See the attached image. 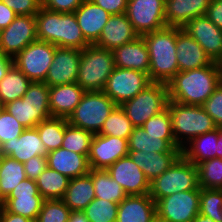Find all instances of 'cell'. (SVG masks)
Instances as JSON below:
<instances>
[{
    "label": "cell",
    "mask_w": 222,
    "mask_h": 222,
    "mask_svg": "<svg viewBox=\"0 0 222 222\" xmlns=\"http://www.w3.org/2000/svg\"><path fill=\"white\" fill-rule=\"evenodd\" d=\"M221 82L222 67L217 62L178 72L167 83L169 101L202 106Z\"/></svg>",
    "instance_id": "obj_1"
},
{
    "label": "cell",
    "mask_w": 222,
    "mask_h": 222,
    "mask_svg": "<svg viewBox=\"0 0 222 222\" xmlns=\"http://www.w3.org/2000/svg\"><path fill=\"white\" fill-rule=\"evenodd\" d=\"M35 20L38 40L78 50L90 45L82 34L74 12L59 13L41 7Z\"/></svg>",
    "instance_id": "obj_2"
},
{
    "label": "cell",
    "mask_w": 222,
    "mask_h": 222,
    "mask_svg": "<svg viewBox=\"0 0 222 222\" xmlns=\"http://www.w3.org/2000/svg\"><path fill=\"white\" fill-rule=\"evenodd\" d=\"M150 58L148 71L151 82L167 84L178 72L176 53V27L162 29L142 35Z\"/></svg>",
    "instance_id": "obj_3"
},
{
    "label": "cell",
    "mask_w": 222,
    "mask_h": 222,
    "mask_svg": "<svg viewBox=\"0 0 222 222\" xmlns=\"http://www.w3.org/2000/svg\"><path fill=\"white\" fill-rule=\"evenodd\" d=\"M167 108L171 116L175 142L181 149L193 138L217 128L202 106L168 101Z\"/></svg>",
    "instance_id": "obj_4"
},
{
    "label": "cell",
    "mask_w": 222,
    "mask_h": 222,
    "mask_svg": "<svg viewBox=\"0 0 222 222\" xmlns=\"http://www.w3.org/2000/svg\"><path fill=\"white\" fill-rule=\"evenodd\" d=\"M25 128H34L51 118L49 86L45 82H32L24 96L3 106Z\"/></svg>",
    "instance_id": "obj_5"
},
{
    "label": "cell",
    "mask_w": 222,
    "mask_h": 222,
    "mask_svg": "<svg viewBox=\"0 0 222 222\" xmlns=\"http://www.w3.org/2000/svg\"><path fill=\"white\" fill-rule=\"evenodd\" d=\"M114 68L112 51L89 45L81 50L77 83L85 91H103Z\"/></svg>",
    "instance_id": "obj_6"
},
{
    "label": "cell",
    "mask_w": 222,
    "mask_h": 222,
    "mask_svg": "<svg viewBox=\"0 0 222 222\" xmlns=\"http://www.w3.org/2000/svg\"><path fill=\"white\" fill-rule=\"evenodd\" d=\"M201 190L197 166L181 155L173 165L150 182L149 195L156 201L173 193Z\"/></svg>",
    "instance_id": "obj_7"
},
{
    "label": "cell",
    "mask_w": 222,
    "mask_h": 222,
    "mask_svg": "<svg viewBox=\"0 0 222 222\" xmlns=\"http://www.w3.org/2000/svg\"><path fill=\"white\" fill-rule=\"evenodd\" d=\"M117 104L103 91H86L68 117L71 126L98 134Z\"/></svg>",
    "instance_id": "obj_8"
},
{
    "label": "cell",
    "mask_w": 222,
    "mask_h": 222,
    "mask_svg": "<svg viewBox=\"0 0 222 222\" xmlns=\"http://www.w3.org/2000/svg\"><path fill=\"white\" fill-rule=\"evenodd\" d=\"M168 87L164 83L152 82L133 99L120 106L134 127L142 126L149 118L167 108Z\"/></svg>",
    "instance_id": "obj_9"
},
{
    "label": "cell",
    "mask_w": 222,
    "mask_h": 222,
    "mask_svg": "<svg viewBox=\"0 0 222 222\" xmlns=\"http://www.w3.org/2000/svg\"><path fill=\"white\" fill-rule=\"evenodd\" d=\"M56 47L49 42L36 40L13 58L14 65L32 82H45Z\"/></svg>",
    "instance_id": "obj_10"
},
{
    "label": "cell",
    "mask_w": 222,
    "mask_h": 222,
    "mask_svg": "<svg viewBox=\"0 0 222 222\" xmlns=\"http://www.w3.org/2000/svg\"><path fill=\"white\" fill-rule=\"evenodd\" d=\"M151 83L149 75L144 72L115 67L103 92L117 105H121L133 99Z\"/></svg>",
    "instance_id": "obj_11"
},
{
    "label": "cell",
    "mask_w": 222,
    "mask_h": 222,
    "mask_svg": "<svg viewBox=\"0 0 222 222\" xmlns=\"http://www.w3.org/2000/svg\"><path fill=\"white\" fill-rule=\"evenodd\" d=\"M155 204L156 214L168 222H192L199 214L200 190L173 193Z\"/></svg>",
    "instance_id": "obj_12"
},
{
    "label": "cell",
    "mask_w": 222,
    "mask_h": 222,
    "mask_svg": "<svg viewBox=\"0 0 222 222\" xmlns=\"http://www.w3.org/2000/svg\"><path fill=\"white\" fill-rule=\"evenodd\" d=\"M165 0H128L126 15L134 30L142 36L167 26Z\"/></svg>",
    "instance_id": "obj_13"
},
{
    "label": "cell",
    "mask_w": 222,
    "mask_h": 222,
    "mask_svg": "<svg viewBox=\"0 0 222 222\" xmlns=\"http://www.w3.org/2000/svg\"><path fill=\"white\" fill-rule=\"evenodd\" d=\"M36 40L38 37L35 15H17L8 27L0 31L1 53L13 59Z\"/></svg>",
    "instance_id": "obj_14"
},
{
    "label": "cell",
    "mask_w": 222,
    "mask_h": 222,
    "mask_svg": "<svg viewBox=\"0 0 222 222\" xmlns=\"http://www.w3.org/2000/svg\"><path fill=\"white\" fill-rule=\"evenodd\" d=\"M44 200L39 193L36 182L26 178L9 193L1 206L8 212L36 220Z\"/></svg>",
    "instance_id": "obj_15"
},
{
    "label": "cell",
    "mask_w": 222,
    "mask_h": 222,
    "mask_svg": "<svg viewBox=\"0 0 222 222\" xmlns=\"http://www.w3.org/2000/svg\"><path fill=\"white\" fill-rule=\"evenodd\" d=\"M128 140L115 136L94 134L88 162L91 169L106 170L122 157L128 156Z\"/></svg>",
    "instance_id": "obj_16"
},
{
    "label": "cell",
    "mask_w": 222,
    "mask_h": 222,
    "mask_svg": "<svg viewBox=\"0 0 222 222\" xmlns=\"http://www.w3.org/2000/svg\"><path fill=\"white\" fill-rule=\"evenodd\" d=\"M182 29L201 45L213 62L222 60V29L206 15L191 19Z\"/></svg>",
    "instance_id": "obj_17"
},
{
    "label": "cell",
    "mask_w": 222,
    "mask_h": 222,
    "mask_svg": "<svg viewBox=\"0 0 222 222\" xmlns=\"http://www.w3.org/2000/svg\"><path fill=\"white\" fill-rule=\"evenodd\" d=\"M106 171L121 185L127 195L149 194V180L129 155L117 160Z\"/></svg>",
    "instance_id": "obj_18"
},
{
    "label": "cell",
    "mask_w": 222,
    "mask_h": 222,
    "mask_svg": "<svg viewBox=\"0 0 222 222\" xmlns=\"http://www.w3.org/2000/svg\"><path fill=\"white\" fill-rule=\"evenodd\" d=\"M81 50L56 47L45 83L49 86L77 82Z\"/></svg>",
    "instance_id": "obj_19"
},
{
    "label": "cell",
    "mask_w": 222,
    "mask_h": 222,
    "mask_svg": "<svg viewBox=\"0 0 222 222\" xmlns=\"http://www.w3.org/2000/svg\"><path fill=\"white\" fill-rule=\"evenodd\" d=\"M47 153L35 127L26 128L13 141L8 140L0 145V156H8L23 164L34 156H46Z\"/></svg>",
    "instance_id": "obj_20"
},
{
    "label": "cell",
    "mask_w": 222,
    "mask_h": 222,
    "mask_svg": "<svg viewBox=\"0 0 222 222\" xmlns=\"http://www.w3.org/2000/svg\"><path fill=\"white\" fill-rule=\"evenodd\" d=\"M176 53L179 72L212 64L201 45L182 28L176 27Z\"/></svg>",
    "instance_id": "obj_21"
},
{
    "label": "cell",
    "mask_w": 222,
    "mask_h": 222,
    "mask_svg": "<svg viewBox=\"0 0 222 222\" xmlns=\"http://www.w3.org/2000/svg\"><path fill=\"white\" fill-rule=\"evenodd\" d=\"M137 37H139V34L134 30L126 13L111 15L94 45L113 51Z\"/></svg>",
    "instance_id": "obj_22"
},
{
    "label": "cell",
    "mask_w": 222,
    "mask_h": 222,
    "mask_svg": "<svg viewBox=\"0 0 222 222\" xmlns=\"http://www.w3.org/2000/svg\"><path fill=\"white\" fill-rule=\"evenodd\" d=\"M82 34L90 45H94L111 14L90 0H84L74 12Z\"/></svg>",
    "instance_id": "obj_23"
},
{
    "label": "cell",
    "mask_w": 222,
    "mask_h": 222,
    "mask_svg": "<svg viewBox=\"0 0 222 222\" xmlns=\"http://www.w3.org/2000/svg\"><path fill=\"white\" fill-rule=\"evenodd\" d=\"M85 92L77 82L49 87L51 116L68 119L80 103Z\"/></svg>",
    "instance_id": "obj_24"
},
{
    "label": "cell",
    "mask_w": 222,
    "mask_h": 222,
    "mask_svg": "<svg viewBox=\"0 0 222 222\" xmlns=\"http://www.w3.org/2000/svg\"><path fill=\"white\" fill-rule=\"evenodd\" d=\"M211 0H165L167 26L183 28L191 19L206 15Z\"/></svg>",
    "instance_id": "obj_25"
},
{
    "label": "cell",
    "mask_w": 222,
    "mask_h": 222,
    "mask_svg": "<svg viewBox=\"0 0 222 222\" xmlns=\"http://www.w3.org/2000/svg\"><path fill=\"white\" fill-rule=\"evenodd\" d=\"M112 53L115 67L138 70L148 74L150 58L148 47L142 36L115 48Z\"/></svg>",
    "instance_id": "obj_26"
},
{
    "label": "cell",
    "mask_w": 222,
    "mask_h": 222,
    "mask_svg": "<svg viewBox=\"0 0 222 222\" xmlns=\"http://www.w3.org/2000/svg\"><path fill=\"white\" fill-rule=\"evenodd\" d=\"M128 155L134 163L144 172L145 177L151 182L159 177L182 155L181 148H175L172 152H145L139 150H128Z\"/></svg>",
    "instance_id": "obj_27"
},
{
    "label": "cell",
    "mask_w": 222,
    "mask_h": 222,
    "mask_svg": "<svg viewBox=\"0 0 222 222\" xmlns=\"http://www.w3.org/2000/svg\"><path fill=\"white\" fill-rule=\"evenodd\" d=\"M46 157L49 168L70 179L87 175L91 169L88 156L62 147L49 151Z\"/></svg>",
    "instance_id": "obj_28"
},
{
    "label": "cell",
    "mask_w": 222,
    "mask_h": 222,
    "mask_svg": "<svg viewBox=\"0 0 222 222\" xmlns=\"http://www.w3.org/2000/svg\"><path fill=\"white\" fill-rule=\"evenodd\" d=\"M155 215L156 204L149 194L128 195L118 205L116 222H151Z\"/></svg>",
    "instance_id": "obj_29"
},
{
    "label": "cell",
    "mask_w": 222,
    "mask_h": 222,
    "mask_svg": "<svg viewBox=\"0 0 222 222\" xmlns=\"http://www.w3.org/2000/svg\"><path fill=\"white\" fill-rule=\"evenodd\" d=\"M94 198L92 169H90L87 175L69 180L68 187L61 200L71 211H83Z\"/></svg>",
    "instance_id": "obj_30"
},
{
    "label": "cell",
    "mask_w": 222,
    "mask_h": 222,
    "mask_svg": "<svg viewBox=\"0 0 222 222\" xmlns=\"http://www.w3.org/2000/svg\"><path fill=\"white\" fill-rule=\"evenodd\" d=\"M220 135L221 128H216L193 138L182 148V155L194 165L216 158V152H218L217 140Z\"/></svg>",
    "instance_id": "obj_31"
},
{
    "label": "cell",
    "mask_w": 222,
    "mask_h": 222,
    "mask_svg": "<svg viewBox=\"0 0 222 222\" xmlns=\"http://www.w3.org/2000/svg\"><path fill=\"white\" fill-rule=\"evenodd\" d=\"M175 148H180L175 139H161V136L147 134L140 127H134L128 139V150H139L149 152H172Z\"/></svg>",
    "instance_id": "obj_32"
},
{
    "label": "cell",
    "mask_w": 222,
    "mask_h": 222,
    "mask_svg": "<svg viewBox=\"0 0 222 222\" xmlns=\"http://www.w3.org/2000/svg\"><path fill=\"white\" fill-rule=\"evenodd\" d=\"M32 81L13 65L0 81V107L24 96Z\"/></svg>",
    "instance_id": "obj_33"
},
{
    "label": "cell",
    "mask_w": 222,
    "mask_h": 222,
    "mask_svg": "<svg viewBox=\"0 0 222 222\" xmlns=\"http://www.w3.org/2000/svg\"><path fill=\"white\" fill-rule=\"evenodd\" d=\"M0 206L14 188L27 178L24 164L8 156H0Z\"/></svg>",
    "instance_id": "obj_34"
},
{
    "label": "cell",
    "mask_w": 222,
    "mask_h": 222,
    "mask_svg": "<svg viewBox=\"0 0 222 222\" xmlns=\"http://www.w3.org/2000/svg\"><path fill=\"white\" fill-rule=\"evenodd\" d=\"M70 178L47 167L35 180L39 193L45 200L62 199Z\"/></svg>",
    "instance_id": "obj_35"
},
{
    "label": "cell",
    "mask_w": 222,
    "mask_h": 222,
    "mask_svg": "<svg viewBox=\"0 0 222 222\" xmlns=\"http://www.w3.org/2000/svg\"><path fill=\"white\" fill-rule=\"evenodd\" d=\"M92 182L95 198L120 203L128 195L117 181L112 179L106 170L92 169Z\"/></svg>",
    "instance_id": "obj_36"
},
{
    "label": "cell",
    "mask_w": 222,
    "mask_h": 222,
    "mask_svg": "<svg viewBox=\"0 0 222 222\" xmlns=\"http://www.w3.org/2000/svg\"><path fill=\"white\" fill-rule=\"evenodd\" d=\"M68 124L67 118L51 117L35 127L47 152L61 148Z\"/></svg>",
    "instance_id": "obj_37"
},
{
    "label": "cell",
    "mask_w": 222,
    "mask_h": 222,
    "mask_svg": "<svg viewBox=\"0 0 222 222\" xmlns=\"http://www.w3.org/2000/svg\"><path fill=\"white\" fill-rule=\"evenodd\" d=\"M133 128L134 126L126 116L124 110L120 105H117L109 117L104 121L98 134L115 136L128 140Z\"/></svg>",
    "instance_id": "obj_38"
},
{
    "label": "cell",
    "mask_w": 222,
    "mask_h": 222,
    "mask_svg": "<svg viewBox=\"0 0 222 222\" xmlns=\"http://www.w3.org/2000/svg\"><path fill=\"white\" fill-rule=\"evenodd\" d=\"M196 166L200 188L222 190V158L202 161Z\"/></svg>",
    "instance_id": "obj_39"
},
{
    "label": "cell",
    "mask_w": 222,
    "mask_h": 222,
    "mask_svg": "<svg viewBox=\"0 0 222 222\" xmlns=\"http://www.w3.org/2000/svg\"><path fill=\"white\" fill-rule=\"evenodd\" d=\"M94 134L68 124L61 147L67 150L89 156L91 141Z\"/></svg>",
    "instance_id": "obj_40"
},
{
    "label": "cell",
    "mask_w": 222,
    "mask_h": 222,
    "mask_svg": "<svg viewBox=\"0 0 222 222\" xmlns=\"http://www.w3.org/2000/svg\"><path fill=\"white\" fill-rule=\"evenodd\" d=\"M118 203L94 198L83 210L90 222H116Z\"/></svg>",
    "instance_id": "obj_41"
},
{
    "label": "cell",
    "mask_w": 222,
    "mask_h": 222,
    "mask_svg": "<svg viewBox=\"0 0 222 222\" xmlns=\"http://www.w3.org/2000/svg\"><path fill=\"white\" fill-rule=\"evenodd\" d=\"M199 213L222 222V190L201 188Z\"/></svg>",
    "instance_id": "obj_42"
},
{
    "label": "cell",
    "mask_w": 222,
    "mask_h": 222,
    "mask_svg": "<svg viewBox=\"0 0 222 222\" xmlns=\"http://www.w3.org/2000/svg\"><path fill=\"white\" fill-rule=\"evenodd\" d=\"M71 210L61 199L44 200L36 222H68Z\"/></svg>",
    "instance_id": "obj_43"
},
{
    "label": "cell",
    "mask_w": 222,
    "mask_h": 222,
    "mask_svg": "<svg viewBox=\"0 0 222 222\" xmlns=\"http://www.w3.org/2000/svg\"><path fill=\"white\" fill-rule=\"evenodd\" d=\"M142 128L147 134L161 136V139H174L171 116L168 108L149 118L142 125Z\"/></svg>",
    "instance_id": "obj_44"
},
{
    "label": "cell",
    "mask_w": 222,
    "mask_h": 222,
    "mask_svg": "<svg viewBox=\"0 0 222 222\" xmlns=\"http://www.w3.org/2000/svg\"><path fill=\"white\" fill-rule=\"evenodd\" d=\"M25 129L5 108L0 107V145L8 140L13 141Z\"/></svg>",
    "instance_id": "obj_45"
},
{
    "label": "cell",
    "mask_w": 222,
    "mask_h": 222,
    "mask_svg": "<svg viewBox=\"0 0 222 222\" xmlns=\"http://www.w3.org/2000/svg\"><path fill=\"white\" fill-rule=\"evenodd\" d=\"M202 107L214 120L217 128L222 129V82L203 103Z\"/></svg>",
    "instance_id": "obj_46"
},
{
    "label": "cell",
    "mask_w": 222,
    "mask_h": 222,
    "mask_svg": "<svg viewBox=\"0 0 222 222\" xmlns=\"http://www.w3.org/2000/svg\"><path fill=\"white\" fill-rule=\"evenodd\" d=\"M17 15H36L41 9V0H0Z\"/></svg>",
    "instance_id": "obj_47"
},
{
    "label": "cell",
    "mask_w": 222,
    "mask_h": 222,
    "mask_svg": "<svg viewBox=\"0 0 222 222\" xmlns=\"http://www.w3.org/2000/svg\"><path fill=\"white\" fill-rule=\"evenodd\" d=\"M84 0H41L43 8L59 12L72 13L75 12Z\"/></svg>",
    "instance_id": "obj_48"
},
{
    "label": "cell",
    "mask_w": 222,
    "mask_h": 222,
    "mask_svg": "<svg viewBox=\"0 0 222 222\" xmlns=\"http://www.w3.org/2000/svg\"><path fill=\"white\" fill-rule=\"evenodd\" d=\"M47 167L46 156H34L24 163V171L27 178L34 181Z\"/></svg>",
    "instance_id": "obj_49"
},
{
    "label": "cell",
    "mask_w": 222,
    "mask_h": 222,
    "mask_svg": "<svg viewBox=\"0 0 222 222\" xmlns=\"http://www.w3.org/2000/svg\"><path fill=\"white\" fill-rule=\"evenodd\" d=\"M111 15L126 13L128 0H90Z\"/></svg>",
    "instance_id": "obj_50"
},
{
    "label": "cell",
    "mask_w": 222,
    "mask_h": 222,
    "mask_svg": "<svg viewBox=\"0 0 222 222\" xmlns=\"http://www.w3.org/2000/svg\"><path fill=\"white\" fill-rule=\"evenodd\" d=\"M206 16L219 29H222V0H211Z\"/></svg>",
    "instance_id": "obj_51"
},
{
    "label": "cell",
    "mask_w": 222,
    "mask_h": 222,
    "mask_svg": "<svg viewBox=\"0 0 222 222\" xmlns=\"http://www.w3.org/2000/svg\"><path fill=\"white\" fill-rule=\"evenodd\" d=\"M16 16L17 14L12 9L0 1V31L8 27Z\"/></svg>",
    "instance_id": "obj_52"
},
{
    "label": "cell",
    "mask_w": 222,
    "mask_h": 222,
    "mask_svg": "<svg viewBox=\"0 0 222 222\" xmlns=\"http://www.w3.org/2000/svg\"><path fill=\"white\" fill-rule=\"evenodd\" d=\"M32 220L19 214L8 212L3 206H0V222H31Z\"/></svg>",
    "instance_id": "obj_53"
},
{
    "label": "cell",
    "mask_w": 222,
    "mask_h": 222,
    "mask_svg": "<svg viewBox=\"0 0 222 222\" xmlns=\"http://www.w3.org/2000/svg\"><path fill=\"white\" fill-rule=\"evenodd\" d=\"M14 65L12 58L4 56L0 52V81L5 77L9 69Z\"/></svg>",
    "instance_id": "obj_54"
},
{
    "label": "cell",
    "mask_w": 222,
    "mask_h": 222,
    "mask_svg": "<svg viewBox=\"0 0 222 222\" xmlns=\"http://www.w3.org/2000/svg\"><path fill=\"white\" fill-rule=\"evenodd\" d=\"M68 222H90L84 211H71Z\"/></svg>",
    "instance_id": "obj_55"
},
{
    "label": "cell",
    "mask_w": 222,
    "mask_h": 222,
    "mask_svg": "<svg viewBox=\"0 0 222 222\" xmlns=\"http://www.w3.org/2000/svg\"><path fill=\"white\" fill-rule=\"evenodd\" d=\"M192 222H214V220L199 213Z\"/></svg>",
    "instance_id": "obj_56"
},
{
    "label": "cell",
    "mask_w": 222,
    "mask_h": 222,
    "mask_svg": "<svg viewBox=\"0 0 222 222\" xmlns=\"http://www.w3.org/2000/svg\"><path fill=\"white\" fill-rule=\"evenodd\" d=\"M217 144H218V152H216V157L222 158V129H221V135L218 137Z\"/></svg>",
    "instance_id": "obj_57"
},
{
    "label": "cell",
    "mask_w": 222,
    "mask_h": 222,
    "mask_svg": "<svg viewBox=\"0 0 222 222\" xmlns=\"http://www.w3.org/2000/svg\"><path fill=\"white\" fill-rule=\"evenodd\" d=\"M151 222H168L167 220L159 217L157 214L152 218Z\"/></svg>",
    "instance_id": "obj_58"
},
{
    "label": "cell",
    "mask_w": 222,
    "mask_h": 222,
    "mask_svg": "<svg viewBox=\"0 0 222 222\" xmlns=\"http://www.w3.org/2000/svg\"><path fill=\"white\" fill-rule=\"evenodd\" d=\"M218 64L222 67V60Z\"/></svg>",
    "instance_id": "obj_59"
}]
</instances>
